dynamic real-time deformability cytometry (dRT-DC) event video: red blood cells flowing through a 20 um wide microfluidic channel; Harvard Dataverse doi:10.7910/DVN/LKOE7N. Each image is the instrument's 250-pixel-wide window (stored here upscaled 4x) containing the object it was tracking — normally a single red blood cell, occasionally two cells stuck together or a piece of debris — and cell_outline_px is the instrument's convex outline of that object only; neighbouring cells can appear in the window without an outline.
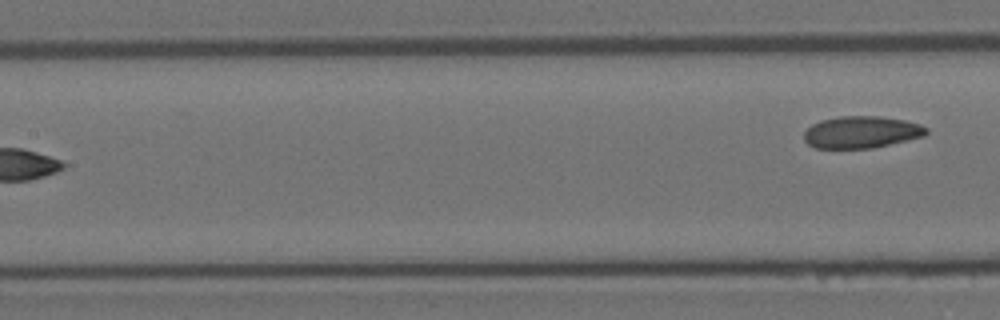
{"species": "Egyptian fruit bat (a non-hibernating species)", "species_latin": "Rousettus aegyptiacus", "temperature_condition": "room temperature", "stored_images_in_passage": 9, "segment_of_instrument_passage": [2, 2], "camera_frame_rate_fps": 3000, "um_per_image_px": 0.085, "animal": {"sex": "female"}, "frame": {"image": 1, "passage_image": 9, "time_ms": 2.667, "image_size_px": [1000, 320], "cell_outline_px": [[928, 132], [924, 136], [908, 140], [872, 148], [816, 148], [808, 144], [804, 140], [804, 132], [812, 124], [820, 120], [840, 116], [876, 116], [904, 120], [920, 124], [928, 128]], "centroid_in_image_um": [73.22, 11.23], "position_along_channel_um": 134.2, "area_um2": 22.77}}